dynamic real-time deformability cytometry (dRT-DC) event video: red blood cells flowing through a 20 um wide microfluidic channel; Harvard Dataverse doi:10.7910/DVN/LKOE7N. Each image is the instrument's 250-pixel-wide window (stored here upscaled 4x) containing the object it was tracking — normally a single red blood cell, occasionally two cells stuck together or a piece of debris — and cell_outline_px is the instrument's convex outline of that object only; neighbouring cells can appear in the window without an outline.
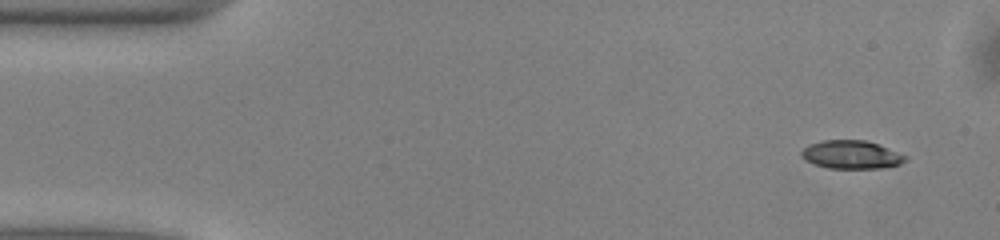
{"species": "common noctule bat (a hibernating species)", "species_latin": "Nyctalus noctula", "temperature_condition": "warm", "stored_images_in_passage": 48, "camera_frame_rate_fps": 3000, "um_per_image_px": 0.085, "animal": {"sex": "male", "body_mass_g": 13.0, "forearm_length_mm": 53.1}, "frame": {"image": 1, "passage_image": 1, "time_ms": 0.0, "image_size_px": [1000, 240], "cell_outline_px": [[908, 160], [900, 164], [884, 168], [828, 168], [804, 160], [800, 156], [800, 152], [808, 144], [824, 140], [864, 140], [876, 144], [908, 156]], "centroid_in_image_um": [72.35, 13.15], "position_along_channel_um": 12.6, "area_um2": 17.11}}
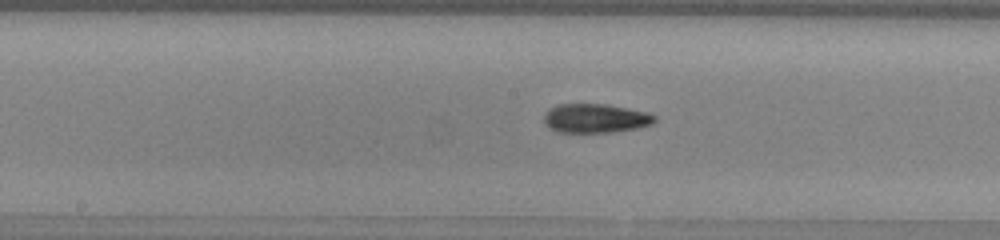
{"frame": {"image": 2, "passage_image": 23, "time_ms": 7.333, "image_size_px": [1000, 240], "cell_outline_px": [[656, 120], [652, 124], [636, 128], [612, 132], [556, 132], [548, 128], [544, 124], [544, 112], [548, 108], [556, 104], [604, 104], [628, 108], [648, 112], [656, 116]], "centroid_in_image_um": [50.56, 10.05], "position_along_channel_um": 197.6, "area_um2": 18.96}}
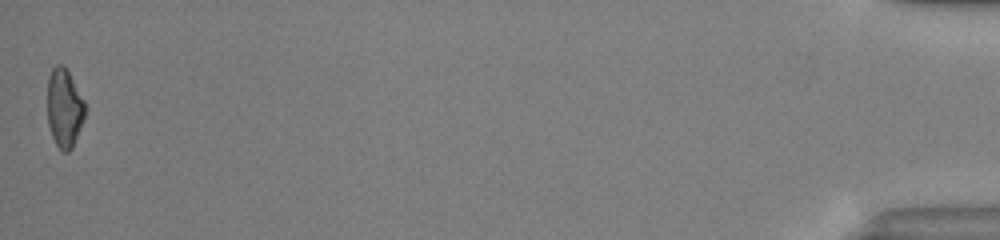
{"frame": {"image": 3, "passage_image": 48, "time_ms": 15.667, "image_size_px": [1000, 240], "cell_outline_px": [[88, 108], [84, 120], [72, 148], [68, 152], [60, 152], [52, 136], [48, 124], [48, 76], [52, 68], [56, 64], [64, 64], [84, 100]], "centroid_in_image_um": [5.49, 9.19], "position_along_channel_um": 429.7, "area_um2": 17.57}, "authors_computed_cell_mechanics": {"area_um2": 17.918, "velocity_mm_per_s": 4.0447, "shape_relaxation_time_tau1_ms": 8.6709, "shape_relaxation_time_tau2_ms": 3.5327, "deformation_change_tau1": 0.2358, "deformation_change_tau2": 0.1214}}